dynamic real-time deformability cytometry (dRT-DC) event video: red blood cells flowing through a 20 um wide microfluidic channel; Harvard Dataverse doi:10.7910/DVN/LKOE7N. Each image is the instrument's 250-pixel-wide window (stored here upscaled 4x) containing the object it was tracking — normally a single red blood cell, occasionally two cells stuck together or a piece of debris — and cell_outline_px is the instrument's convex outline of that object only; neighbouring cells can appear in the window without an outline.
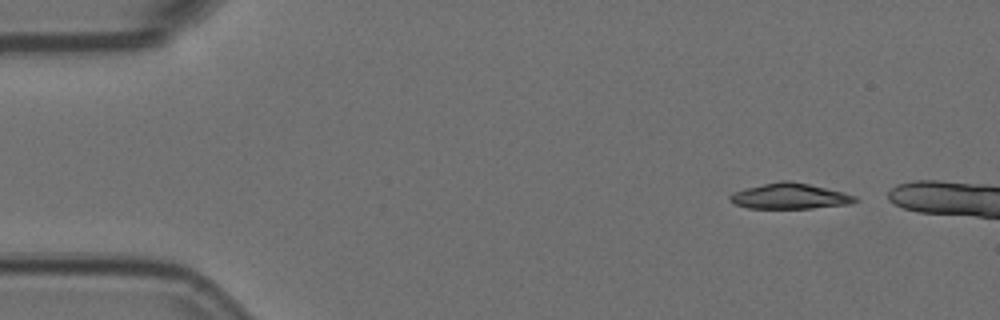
{"species": "Egyptian fruit bat (a non-hibernating species)", "species_latin": "Rousettus aegyptiacus", "temperature_condition": "room temperature", "stored_images_in_passage": 3, "camera_frame_rate_fps": 3000, "um_per_image_px": 0.085, "animal": {"sex": "female"}, "frame": {"image": 1, "passage_image": 1, "time_ms": 0.0, "image_size_px": [1000, 320], "cell_outline_px": [[860, 200], [852, 204], [812, 208], [748, 208], [736, 204], [728, 200], [728, 196], [732, 192], [780, 180], [788, 180], [808, 184], [844, 192], [856, 196]], "centroid_in_image_um": [67.16, 16.68], "position_along_channel_um": 17.8, "area_um2": 18.67}}